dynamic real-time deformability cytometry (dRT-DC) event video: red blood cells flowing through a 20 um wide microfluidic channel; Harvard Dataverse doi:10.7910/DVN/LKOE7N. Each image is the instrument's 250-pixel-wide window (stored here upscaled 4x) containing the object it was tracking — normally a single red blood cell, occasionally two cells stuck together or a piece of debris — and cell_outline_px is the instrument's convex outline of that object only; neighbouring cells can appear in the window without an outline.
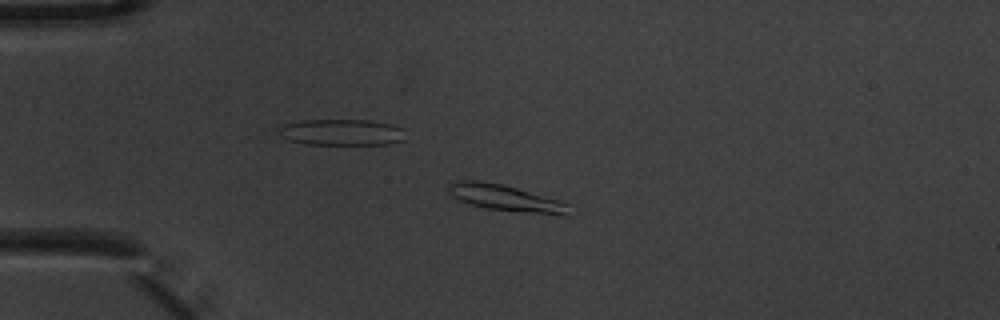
{"species": "common noctule bat (a hibernating species)", "species_latin": "Nyctalus noctula", "temperature_condition": "warm", "stored_images_in_passage": 7, "camera_frame_rate_fps": 3000, "um_per_image_px": 0.085, "animal": {"sex": "male", "body_mass_g": 20.1, "forearm_length_mm": 53.5}, "frame": {"image": 1, "passage_image": 5, "time_ms": 1.333, "image_size_px": [1000, 320], "cell_outline_px": [[572, 204], [568, 216], [488, 208], [472, 204], [460, 200], [452, 196], [448, 192], [448, 184], [460, 180], [472, 180], [500, 184], [516, 188], [560, 200]], "centroid_in_image_um": [43.05, 16.83], "position_along_channel_um": 42.0, "area_um2": 18.09}}